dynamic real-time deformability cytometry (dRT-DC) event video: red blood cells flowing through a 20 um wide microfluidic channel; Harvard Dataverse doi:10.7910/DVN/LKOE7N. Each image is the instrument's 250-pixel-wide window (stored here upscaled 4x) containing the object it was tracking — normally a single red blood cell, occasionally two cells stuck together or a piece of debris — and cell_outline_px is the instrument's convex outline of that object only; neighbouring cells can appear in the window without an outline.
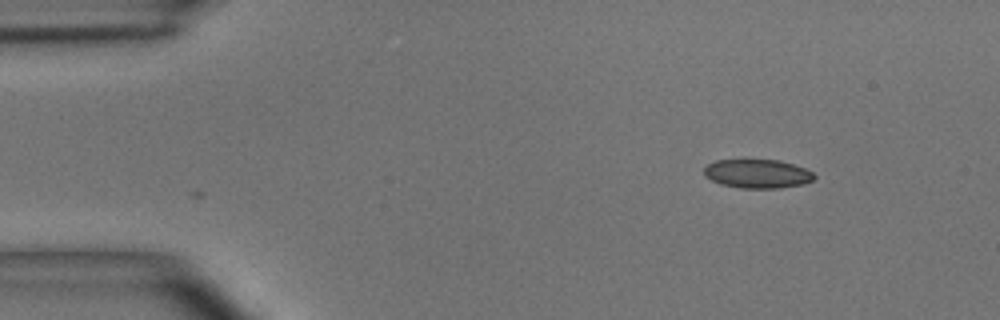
{"species": "common noctule bat (a hibernating species)", "species_latin": "Nyctalus noctula", "temperature_condition": "room temperature", "stored_images_in_passage": 5, "camera_frame_rate_fps": 3000, "um_per_image_px": 0.085, "animal": {"sex": "male", "body_mass_g": 15.6}, "frame": {"image": 1, "passage_image": 5, "time_ms": 1.333, "image_size_px": [1000, 320], "cell_outline_px": [[816, 176], [812, 180], [804, 184], [780, 188], [740, 188], [720, 184], [704, 176], [704, 168], [708, 164], [716, 160], [744, 156], [780, 160], [804, 168], [812, 172]], "centroid_in_image_um": [64.33, 14.71], "position_along_channel_um": 20.7, "area_um2": 19.42}}